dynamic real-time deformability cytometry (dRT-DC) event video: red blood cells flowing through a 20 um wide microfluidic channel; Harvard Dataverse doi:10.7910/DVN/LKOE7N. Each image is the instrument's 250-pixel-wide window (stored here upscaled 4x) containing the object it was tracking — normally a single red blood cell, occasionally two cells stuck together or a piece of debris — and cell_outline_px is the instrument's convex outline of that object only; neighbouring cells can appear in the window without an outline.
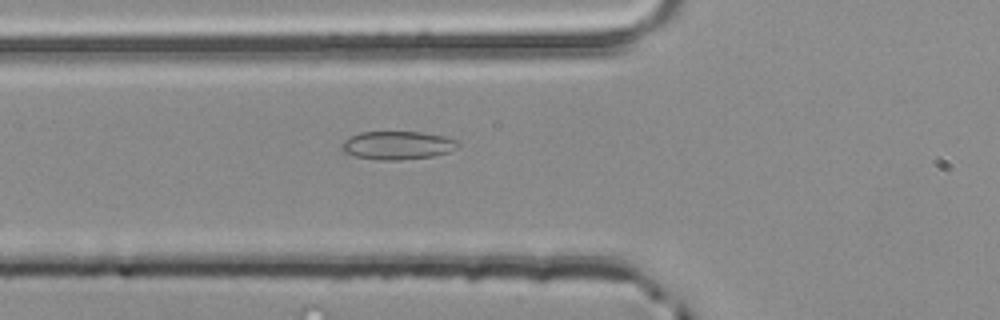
{"species": "common noctule bat (a hibernating species)", "species_latin": "Nyctalus noctula", "temperature_condition": "room temperature", "stored_images_in_passage": 5, "camera_frame_rate_fps": 3000, "um_per_image_px": 0.085, "animal": {"sex": "male", "body_mass_g": 20.4}, "frame": {"image": 1, "passage_image": 5, "time_ms": 1.333, "image_size_px": [1000, 320], "cell_outline_px": [[460, 148], [448, 152], [432, 156], [400, 160], [380, 160], [356, 156], [344, 152], [340, 148], [344, 140], [360, 132], [420, 132], [444, 136], [460, 140]], "centroid_in_image_um": [33.84, 12.35], "position_along_channel_um": 92.0, "area_um2": 19.25}}